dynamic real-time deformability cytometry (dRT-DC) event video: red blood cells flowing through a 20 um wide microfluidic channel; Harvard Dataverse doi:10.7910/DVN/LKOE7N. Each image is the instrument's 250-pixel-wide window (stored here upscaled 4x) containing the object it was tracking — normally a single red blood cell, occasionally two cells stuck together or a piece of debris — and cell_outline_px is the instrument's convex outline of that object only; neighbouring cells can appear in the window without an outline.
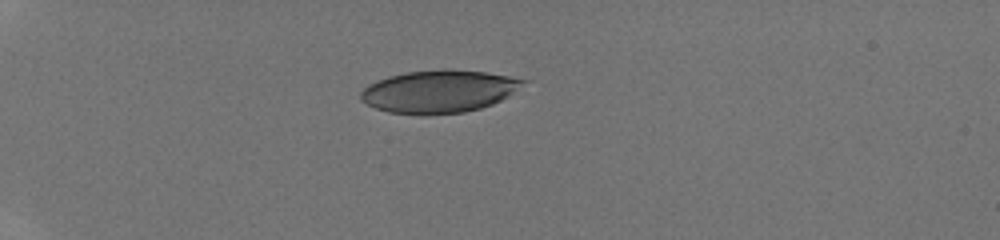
{"species": "human", "species_latin": "Homo sapiens", "temperature_condition": "room temperature", "stored_images_in_passage": 33, "camera_frame_rate_fps": 3000, "um_per_image_px": 0.085, "donor": {"sex": "male"}, "frame": {"image": 1, "passage_image": 1, "time_ms": 0.0, "image_size_px": [1000, 240], "cell_outline_px": [[528, 80], [508, 96], [492, 104], [480, 108], [464, 112], [424, 116], [420, 116], [388, 112], [376, 108], [360, 100], [360, 92], [368, 84], [376, 80], [388, 76], [408, 72], [484, 72], [508, 76]], "centroid_in_image_um": [37.24, 7.83], "position_along_channel_um": 47.8, "area_um2": 39.48}}
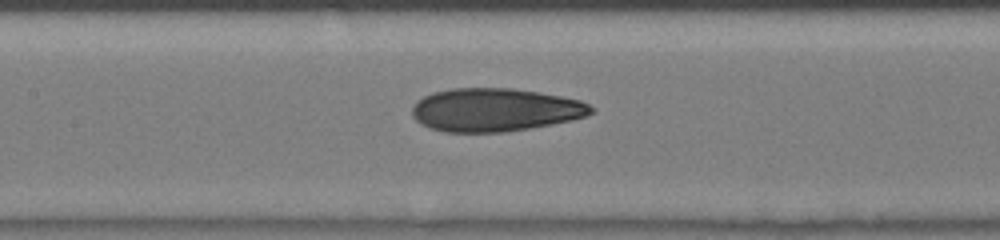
{"frame": {"image": 2, "passage_image": 12, "time_ms": 3.667, "image_size_px": [1000, 240], "cell_outline_px": [[596, 112], [572, 120], [528, 128], [504, 132], [444, 132], [420, 124], [412, 116], [412, 108], [416, 100], [432, 92], [452, 88], [512, 88], [560, 96], [580, 100], [588, 104]], "centroid_in_image_um": [42.04, 9.33], "position_along_channel_um": 165.4, "area_um2": 44.97}}
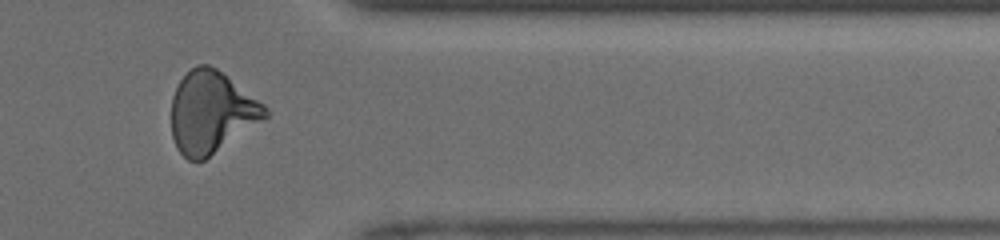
{"frame": {"image": 3, "passage_image": 27, "time_ms": 8.667, "image_size_px": [1000, 240], "cell_outline_px": [[268, 116], [204, 160], [188, 160], [176, 148], [172, 136], [172, 96], [180, 80], [196, 64], [208, 64], [216, 68], [264, 104], [268, 108]], "centroid_in_image_um": [17.95, 9.54], "position_along_channel_um": 393.5, "area_um2": 44.1}}